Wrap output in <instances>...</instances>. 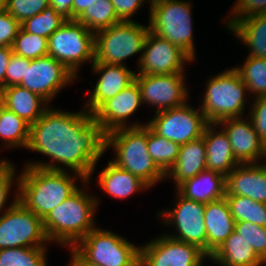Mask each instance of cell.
Listing matches in <instances>:
<instances>
[{"label": "cell", "instance_id": "24", "mask_svg": "<svg viewBox=\"0 0 266 266\" xmlns=\"http://www.w3.org/2000/svg\"><path fill=\"white\" fill-rule=\"evenodd\" d=\"M2 100L8 110L30 125L35 123L50 106L41 96L20 85L5 87L2 90Z\"/></svg>", "mask_w": 266, "mask_h": 266}, {"label": "cell", "instance_id": "44", "mask_svg": "<svg viewBox=\"0 0 266 266\" xmlns=\"http://www.w3.org/2000/svg\"><path fill=\"white\" fill-rule=\"evenodd\" d=\"M121 21H133L131 18L139 12L146 0H110ZM138 10V11H137Z\"/></svg>", "mask_w": 266, "mask_h": 266}, {"label": "cell", "instance_id": "6", "mask_svg": "<svg viewBox=\"0 0 266 266\" xmlns=\"http://www.w3.org/2000/svg\"><path fill=\"white\" fill-rule=\"evenodd\" d=\"M190 1L156 0L149 5V31L169 40L195 60Z\"/></svg>", "mask_w": 266, "mask_h": 266}, {"label": "cell", "instance_id": "19", "mask_svg": "<svg viewBox=\"0 0 266 266\" xmlns=\"http://www.w3.org/2000/svg\"><path fill=\"white\" fill-rule=\"evenodd\" d=\"M92 72L101 74L95 88L90 92L84 108L93 113L104 101L115 97L124 88L135 81L136 72L125 65L94 62Z\"/></svg>", "mask_w": 266, "mask_h": 266}, {"label": "cell", "instance_id": "38", "mask_svg": "<svg viewBox=\"0 0 266 266\" xmlns=\"http://www.w3.org/2000/svg\"><path fill=\"white\" fill-rule=\"evenodd\" d=\"M49 0H6L5 10L20 23L43 12Z\"/></svg>", "mask_w": 266, "mask_h": 266}, {"label": "cell", "instance_id": "15", "mask_svg": "<svg viewBox=\"0 0 266 266\" xmlns=\"http://www.w3.org/2000/svg\"><path fill=\"white\" fill-rule=\"evenodd\" d=\"M76 77L59 61L50 55L30 61L20 86L38 94L48 103L71 84Z\"/></svg>", "mask_w": 266, "mask_h": 266}, {"label": "cell", "instance_id": "46", "mask_svg": "<svg viewBox=\"0 0 266 266\" xmlns=\"http://www.w3.org/2000/svg\"><path fill=\"white\" fill-rule=\"evenodd\" d=\"M13 54L11 47H0V89L5 88V73L8 62Z\"/></svg>", "mask_w": 266, "mask_h": 266}, {"label": "cell", "instance_id": "18", "mask_svg": "<svg viewBox=\"0 0 266 266\" xmlns=\"http://www.w3.org/2000/svg\"><path fill=\"white\" fill-rule=\"evenodd\" d=\"M247 120L243 117L226 118L217 125L223 126L238 164L261 163L258 160L266 159V146L254 130L250 118Z\"/></svg>", "mask_w": 266, "mask_h": 266}, {"label": "cell", "instance_id": "27", "mask_svg": "<svg viewBox=\"0 0 266 266\" xmlns=\"http://www.w3.org/2000/svg\"><path fill=\"white\" fill-rule=\"evenodd\" d=\"M226 24L225 27L250 49L247 57L266 59V14L242 20H228Z\"/></svg>", "mask_w": 266, "mask_h": 266}, {"label": "cell", "instance_id": "1", "mask_svg": "<svg viewBox=\"0 0 266 266\" xmlns=\"http://www.w3.org/2000/svg\"><path fill=\"white\" fill-rule=\"evenodd\" d=\"M26 149L47 155L52 161H34L25 166L54 171L70 169L90 181L98 160L105 153V134L85 108L67 112L49 107L30 125Z\"/></svg>", "mask_w": 266, "mask_h": 266}, {"label": "cell", "instance_id": "20", "mask_svg": "<svg viewBox=\"0 0 266 266\" xmlns=\"http://www.w3.org/2000/svg\"><path fill=\"white\" fill-rule=\"evenodd\" d=\"M226 196H245L266 204V162L239 164L226 177Z\"/></svg>", "mask_w": 266, "mask_h": 266}, {"label": "cell", "instance_id": "13", "mask_svg": "<svg viewBox=\"0 0 266 266\" xmlns=\"http://www.w3.org/2000/svg\"><path fill=\"white\" fill-rule=\"evenodd\" d=\"M184 75V72L166 75L136 74L142 103L158 107L156 112L186 104L189 92Z\"/></svg>", "mask_w": 266, "mask_h": 266}, {"label": "cell", "instance_id": "10", "mask_svg": "<svg viewBox=\"0 0 266 266\" xmlns=\"http://www.w3.org/2000/svg\"><path fill=\"white\" fill-rule=\"evenodd\" d=\"M48 242L43 220L21 202L0 217V249L47 247Z\"/></svg>", "mask_w": 266, "mask_h": 266}, {"label": "cell", "instance_id": "12", "mask_svg": "<svg viewBox=\"0 0 266 266\" xmlns=\"http://www.w3.org/2000/svg\"><path fill=\"white\" fill-rule=\"evenodd\" d=\"M178 198L174 208L158 211L157 217H163V226H174L176 234L168 236L195 245L207 254V232L204 221L205 204L189 200L176 192ZM161 215V216H160ZM170 224V225H169Z\"/></svg>", "mask_w": 266, "mask_h": 266}, {"label": "cell", "instance_id": "39", "mask_svg": "<svg viewBox=\"0 0 266 266\" xmlns=\"http://www.w3.org/2000/svg\"><path fill=\"white\" fill-rule=\"evenodd\" d=\"M15 167L16 166L12 162L7 160L0 166V213H2L0 217L19 201V188H17L16 196L14 195L13 198L14 201H12L11 205L8 206L7 209L5 208V211L3 210L8 200L9 192L11 191V186L12 184L14 185L13 182L16 181L17 183L15 185L19 187L20 175L16 173ZM16 175H18V177Z\"/></svg>", "mask_w": 266, "mask_h": 266}, {"label": "cell", "instance_id": "11", "mask_svg": "<svg viewBox=\"0 0 266 266\" xmlns=\"http://www.w3.org/2000/svg\"><path fill=\"white\" fill-rule=\"evenodd\" d=\"M155 114L146 125L154 133L180 145L202 137L209 124L201 110L188 103Z\"/></svg>", "mask_w": 266, "mask_h": 266}, {"label": "cell", "instance_id": "14", "mask_svg": "<svg viewBox=\"0 0 266 266\" xmlns=\"http://www.w3.org/2000/svg\"><path fill=\"white\" fill-rule=\"evenodd\" d=\"M194 60L181 48L149 31L143 45L138 73L166 75L183 73L186 63Z\"/></svg>", "mask_w": 266, "mask_h": 266}, {"label": "cell", "instance_id": "31", "mask_svg": "<svg viewBox=\"0 0 266 266\" xmlns=\"http://www.w3.org/2000/svg\"><path fill=\"white\" fill-rule=\"evenodd\" d=\"M76 20L94 33L122 22L118 18L114 6L110 0H97Z\"/></svg>", "mask_w": 266, "mask_h": 266}, {"label": "cell", "instance_id": "35", "mask_svg": "<svg viewBox=\"0 0 266 266\" xmlns=\"http://www.w3.org/2000/svg\"><path fill=\"white\" fill-rule=\"evenodd\" d=\"M11 48L13 54L34 60L48 55V39L20 28Z\"/></svg>", "mask_w": 266, "mask_h": 266}, {"label": "cell", "instance_id": "34", "mask_svg": "<svg viewBox=\"0 0 266 266\" xmlns=\"http://www.w3.org/2000/svg\"><path fill=\"white\" fill-rule=\"evenodd\" d=\"M47 247L0 249V266H48Z\"/></svg>", "mask_w": 266, "mask_h": 266}, {"label": "cell", "instance_id": "22", "mask_svg": "<svg viewBox=\"0 0 266 266\" xmlns=\"http://www.w3.org/2000/svg\"><path fill=\"white\" fill-rule=\"evenodd\" d=\"M207 254L212 255L235 230V220L226 198L205 204Z\"/></svg>", "mask_w": 266, "mask_h": 266}, {"label": "cell", "instance_id": "9", "mask_svg": "<svg viewBox=\"0 0 266 266\" xmlns=\"http://www.w3.org/2000/svg\"><path fill=\"white\" fill-rule=\"evenodd\" d=\"M149 26L136 21H122L95 33V61L125 65V60L143 51Z\"/></svg>", "mask_w": 266, "mask_h": 266}, {"label": "cell", "instance_id": "8", "mask_svg": "<svg viewBox=\"0 0 266 266\" xmlns=\"http://www.w3.org/2000/svg\"><path fill=\"white\" fill-rule=\"evenodd\" d=\"M48 55L78 77L81 65L95 61V33L77 20L65 21L48 37Z\"/></svg>", "mask_w": 266, "mask_h": 266}, {"label": "cell", "instance_id": "45", "mask_svg": "<svg viewBox=\"0 0 266 266\" xmlns=\"http://www.w3.org/2000/svg\"><path fill=\"white\" fill-rule=\"evenodd\" d=\"M49 5L66 21L76 20L73 16V0H49Z\"/></svg>", "mask_w": 266, "mask_h": 266}, {"label": "cell", "instance_id": "21", "mask_svg": "<svg viewBox=\"0 0 266 266\" xmlns=\"http://www.w3.org/2000/svg\"><path fill=\"white\" fill-rule=\"evenodd\" d=\"M217 127V124L209 123L202 136L206 146V169L226 177L239 164L235 160L227 134L222 128L216 131Z\"/></svg>", "mask_w": 266, "mask_h": 266}, {"label": "cell", "instance_id": "7", "mask_svg": "<svg viewBox=\"0 0 266 266\" xmlns=\"http://www.w3.org/2000/svg\"><path fill=\"white\" fill-rule=\"evenodd\" d=\"M73 248L98 266H140V247L102 228L91 230Z\"/></svg>", "mask_w": 266, "mask_h": 266}, {"label": "cell", "instance_id": "33", "mask_svg": "<svg viewBox=\"0 0 266 266\" xmlns=\"http://www.w3.org/2000/svg\"><path fill=\"white\" fill-rule=\"evenodd\" d=\"M235 222H250L266 227V204L245 196H225Z\"/></svg>", "mask_w": 266, "mask_h": 266}, {"label": "cell", "instance_id": "30", "mask_svg": "<svg viewBox=\"0 0 266 266\" xmlns=\"http://www.w3.org/2000/svg\"><path fill=\"white\" fill-rule=\"evenodd\" d=\"M180 146V144L154 133L147 126L148 153L165 175L174 166L179 155Z\"/></svg>", "mask_w": 266, "mask_h": 266}, {"label": "cell", "instance_id": "49", "mask_svg": "<svg viewBox=\"0 0 266 266\" xmlns=\"http://www.w3.org/2000/svg\"><path fill=\"white\" fill-rule=\"evenodd\" d=\"M205 259H210L211 261H213V257L211 255L205 254L197 263L193 264L192 266H204L202 265Z\"/></svg>", "mask_w": 266, "mask_h": 266}, {"label": "cell", "instance_id": "52", "mask_svg": "<svg viewBox=\"0 0 266 266\" xmlns=\"http://www.w3.org/2000/svg\"><path fill=\"white\" fill-rule=\"evenodd\" d=\"M6 161V159H0V166Z\"/></svg>", "mask_w": 266, "mask_h": 266}, {"label": "cell", "instance_id": "17", "mask_svg": "<svg viewBox=\"0 0 266 266\" xmlns=\"http://www.w3.org/2000/svg\"><path fill=\"white\" fill-rule=\"evenodd\" d=\"M142 104L140 88L135 80L115 97L104 101L92 115L104 134L118 128L142 127L143 123L139 121L127 123L128 118L138 111Z\"/></svg>", "mask_w": 266, "mask_h": 266}, {"label": "cell", "instance_id": "26", "mask_svg": "<svg viewBox=\"0 0 266 266\" xmlns=\"http://www.w3.org/2000/svg\"><path fill=\"white\" fill-rule=\"evenodd\" d=\"M96 181L104 193L116 199L129 198L133 193L150 188L139 177L117 167L111 161L102 169Z\"/></svg>", "mask_w": 266, "mask_h": 266}, {"label": "cell", "instance_id": "42", "mask_svg": "<svg viewBox=\"0 0 266 266\" xmlns=\"http://www.w3.org/2000/svg\"><path fill=\"white\" fill-rule=\"evenodd\" d=\"M21 23L6 10L0 12V47H11L16 38Z\"/></svg>", "mask_w": 266, "mask_h": 266}, {"label": "cell", "instance_id": "32", "mask_svg": "<svg viewBox=\"0 0 266 266\" xmlns=\"http://www.w3.org/2000/svg\"><path fill=\"white\" fill-rule=\"evenodd\" d=\"M243 66L233 67L246 84L248 94L255 98L266 96V59L260 57H246Z\"/></svg>", "mask_w": 266, "mask_h": 266}, {"label": "cell", "instance_id": "5", "mask_svg": "<svg viewBox=\"0 0 266 266\" xmlns=\"http://www.w3.org/2000/svg\"><path fill=\"white\" fill-rule=\"evenodd\" d=\"M206 82L199 108L208 123L217 124L226 118L244 117L248 89L233 67L210 77Z\"/></svg>", "mask_w": 266, "mask_h": 266}, {"label": "cell", "instance_id": "51", "mask_svg": "<svg viewBox=\"0 0 266 266\" xmlns=\"http://www.w3.org/2000/svg\"><path fill=\"white\" fill-rule=\"evenodd\" d=\"M3 107H4V102H3V100H1L0 101V117H1V114H2Z\"/></svg>", "mask_w": 266, "mask_h": 266}, {"label": "cell", "instance_id": "40", "mask_svg": "<svg viewBox=\"0 0 266 266\" xmlns=\"http://www.w3.org/2000/svg\"><path fill=\"white\" fill-rule=\"evenodd\" d=\"M230 13V17L226 20H242L266 14V0H236Z\"/></svg>", "mask_w": 266, "mask_h": 266}, {"label": "cell", "instance_id": "50", "mask_svg": "<svg viewBox=\"0 0 266 266\" xmlns=\"http://www.w3.org/2000/svg\"><path fill=\"white\" fill-rule=\"evenodd\" d=\"M5 2L6 0H0V12L5 10Z\"/></svg>", "mask_w": 266, "mask_h": 266}, {"label": "cell", "instance_id": "25", "mask_svg": "<svg viewBox=\"0 0 266 266\" xmlns=\"http://www.w3.org/2000/svg\"><path fill=\"white\" fill-rule=\"evenodd\" d=\"M206 146L203 137L180 146L178 158L174 166L165 175L173 179L177 188L185 180L190 179L206 169Z\"/></svg>", "mask_w": 266, "mask_h": 266}, {"label": "cell", "instance_id": "36", "mask_svg": "<svg viewBox=\"0 0 266 266\" xmlns=\"http://www.w3.org/2000/svg\"><path fill=\"white\" fill-rule=\"evenodd\" d=\"M66 20L56 13L51 6L44 9L43 12L21 23V28L35 35L48 39Z\"/></svg>", "mask_w": 266, "mask_h": 266}, {"label": "cell", "instance_id": "47", "mask_svg": "<svg viewBox=\"0 0 266 266\" xmlns=\"http://www.w3.org/2000/svg\"><path fill=\"white\" fill-rule=\"evenodd\" d=\"M97 0H73V16L77 19L87 8Z\"/></svg>", "mask_w": 266, "mask_h": 266}, {"label": "cell", "instance_id": "23", "mask_svg": "<svg viewBox=\"0 0 266 266\" xmlns=\"http://www.w3.org/2000/svg\"><path fill=\"white\" fill-rule=\"evenodd\" d=\"M176 191L189 200L208 204L226 196L225 176L204 169L196 176L181 183Z\"/></svg>", "mask_w": 266, "mask_h": 266}, {"label": "cell", "instance_id": "48", "mask_svg": "<svg viewBox=\"0 0 266 266\" xmlns=\"http://www.w3.org/2000/svg\"><path fill=\"white\" fill-rule=\"evenodd\" d=\"M68 249H71V261L67 263L66 266H98L96 264L88 262L86 259H84L73 247H69Z\"/></svg>", "mask_w": 266, "mask_h": 266}, {"label": "cell", "instance_id": "3", "mask_svg": "<svg viewBox=\"0 0 266 266\" xmlns=\"http://www.w3.org/2000/svg\"><path fill=\"white\" fill-rule=\"evenodd\" d=\"M87 193L84 188H79L43 219L49 242L55 241L59 246L73 247L96 228L95 211L100 201L96 196Z\"/></svg>", "mask_w": 266, "mask_h": 266}, {"label": "cell", "instance_id": "4", "mask_svg": "<svg viewBox=\"0 0 266 266\" xmlns=\"http://www.w3.org/2000/svg\"><path fill=\"white\" fill-rule=\"evenodd\" d=\"M108 148H113L116 154L112 163L136 175L149 187L166 178L148 153L146 124L108 132L105 134V152Z\"/></svg>", "mask_w": 266, "mask_h": 266}, {"label": "cell", "instance_id": "41", "mask_svg": "<svg viewBox=\"0 0 266 266\" xmlns=\"http://www.w3.org/2000/svg\"><path fill=\"white\" fill-rule=\"evenodd\" d=\"M252 103L247 117L250 118L254 130L266 146V96L254 97Z\"/></svg>", "mask_w": 266, "mask_h": 266}, {"label": "cell", "instance_id": "53", "mask_svg": "<svg viewBox=\"0 0 266 266\" xmlns=\"http://www.w3.org/2000/svg\"><path fill=\"white\" fill-rule=\"evenodd\" d=\"M2 100V90L0 89V101Z\"/></svg>", "mask_w": 266, "mask_h": 266}, {"label": "cell", "instance_id": "43", "mask_svg": "<svg viewBox=\"0 0 266 266\" xmlns=\"http://www.w3.org/2000/svg\"><path fill=\"white\" fill-rule=\"evenodd\" d=\"M30 59L11 55L5 73V87L19 85L25 77L26 67L30 65Z\"/></svg>", "mask_w": 266, "mask_h": 266}, {"label": "cell", "instance_id": "16", "mask_svg": "<svg viewBox=\"0 0 266 266\" xmlns=\"http://www.w3.org/2000/svg\"><path fill=\"white\" fill-rule=\"evenodd\" d=\"M163 235L140 246V266H192L205 255L195 245Z\"/></svg>", "mask_w": 266, "mask_h": 266}, {"label": "cell", "instance_id": "2", "mask_svg": "<svg viewBox=\"0 0 266 266\" xmlns=\"http://www.w3.org/2000/svg\"><path fill=\"white\" fill-rule=\"evenodd\" d=\"M71 173L25 166L19 176V202L43 220L80 188L76 179L89 185L84 177Z\"/></svg>", "mask_w": 266, "mask_h": 266}, {"label": "cell", "instance_id": "29", "mask_svg": "<svg viewBox=\"0 0 266 266\" xmlns=\"http://www.w3.org/2000/svg\"><path fill=\"white\" fill-rule=\"evenodd\" d=\"M30 124L14 112L3 107L0 117V140L4 148H27Z\"/></svg>", "mask_w": 266, "mask_h": 266}, {"label": "cell", "instance_id": "37", "mask_svg": "<svg viewBox=\"0 0 266 266\" xmlns=\"http://www.w3.org/2000/svg\"><path fill=\"white\" fill-rule=\"evenodd\" d=\"M235 231L253 247L257 256L266 264V227L250 222H235Z\"/></svg>", "mask_w": 266, "mask_h": 266}, {"label": "cell", "instance_id": "28", "mask_svg": "<svg viewBox=\"0 0 266 266\" xmlns=\"http://www.w3.org/2000/svg\"><path fill=\"white\" fill-rule=\"evenodd\" d=\"M219 266H264L253 247L235 230L211 255ZM264 264V265H263Z\"/></svg>", "mask_w": 266, "mask_h": 266}]
</instances>
